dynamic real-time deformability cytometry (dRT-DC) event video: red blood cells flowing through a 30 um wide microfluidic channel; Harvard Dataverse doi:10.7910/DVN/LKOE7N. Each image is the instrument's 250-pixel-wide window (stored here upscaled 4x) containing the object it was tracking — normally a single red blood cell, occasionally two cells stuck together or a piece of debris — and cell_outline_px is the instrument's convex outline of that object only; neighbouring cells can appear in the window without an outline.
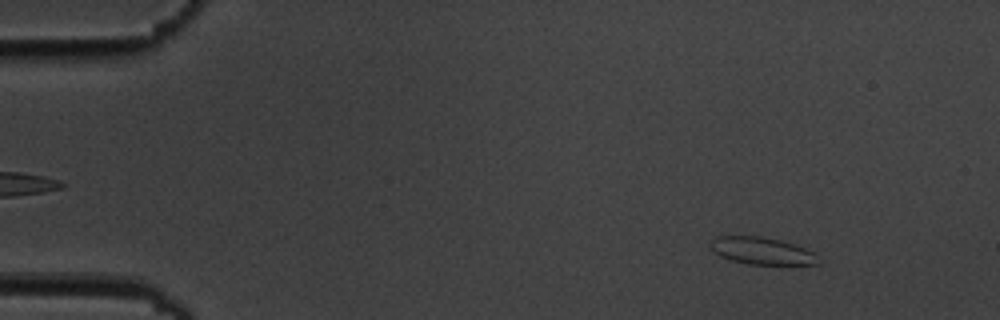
{"species": "common noctule bat (a hibernating species)", "species_latin": "Nyctalus noctula", "temperature_condition": "cold", "stored_images_in_passage": 4, "camera_frame_rate_fps": 3000, "um_per_image_px": 0.085, "animal": {"sex": "male", "body_mass_g": 19.5, "forearm_length_mm": 54.6}, "frame": {"image": 1, "passage_image": 1, "time_ms": 0.0, "image_size_px": [1000, 320], "cell_outline_px": [[820, 264], [748, 264], [732, 260], [720, 256], [712, 248], [712, 240], [716, 236], [760, 236], [780, 240], [804, 248], [812, 252]], "centroid_in_image_um": [64.73, 21.32], "position_along_channel_um": 20.3, "area_um2": 16.59}}
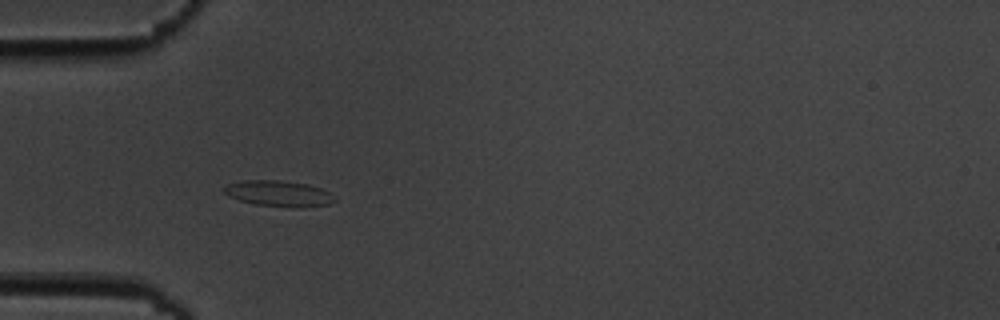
{"frame": {"image": 2, "passage_image": 4, "time_ms": 3.667, "image_size_px": [1000, 320], "cell_outline_px": [[336, 200], [328, 204], [300, 208], [256, 204], [240, 200], [228, 196], [224, 192], [224, 188], [228, 184], [244, 180], [280, 180], [308, 184], [320, 188], [336, 196]], "centroid_in_image_um": [23.72, 16.45], "position_along_channel_um": 61.3, "area_um2": 16.59}}